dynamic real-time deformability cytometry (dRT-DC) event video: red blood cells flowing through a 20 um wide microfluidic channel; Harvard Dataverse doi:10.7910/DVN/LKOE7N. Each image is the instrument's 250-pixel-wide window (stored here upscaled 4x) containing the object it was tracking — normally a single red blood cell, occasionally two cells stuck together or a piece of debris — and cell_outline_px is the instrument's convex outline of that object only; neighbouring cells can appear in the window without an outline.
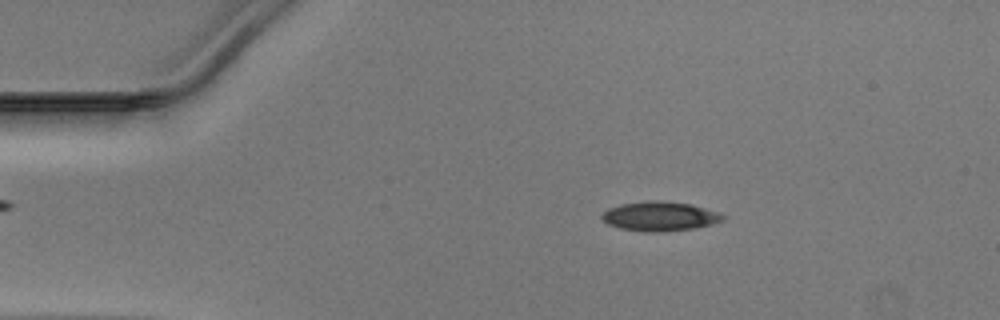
{"species": "Egyptian fruit bat (a non-hibernating species)", "species_latin": "Rousettus aegyptiacus", "temperature_condition": "warm", "stored_images_in_passage": 49, "camera_frame_rate_fps": 3000, "um_per_image_px": 0.085, "animal": {"sex": "male"}, "frame": {"image": 1, "passage_image": 8, "time_ms": 2.333, "image_size_px": [1000, 320], "cell_outline_px": [[728, 216], [724, 220], [712, 224], [692, 228], [660, 232], [648, 232], [620, 228], [608, 224], [600, 216], [608, 208], [620, 204], [652, 200], [660, 200], [692, 204], [720, 212]], "centroid_in_image_um": [56.13, 18.37], "position_along_channel_um": 28.9, "area_um2": 20.81}}
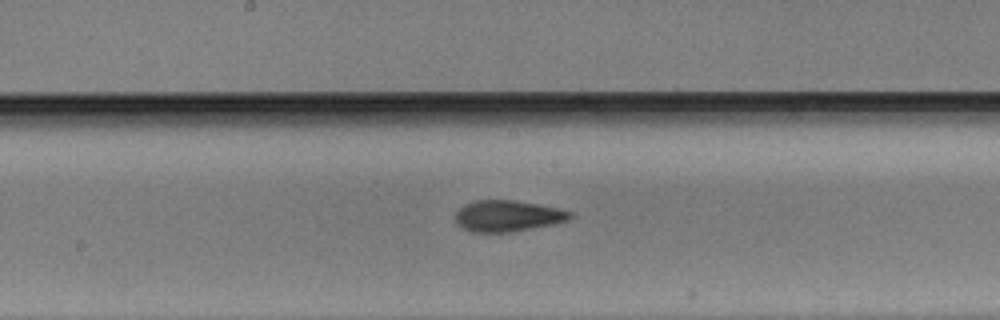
{"frame": {"image": 2, "passage_image": 25, "time_ms": 8.0, "image_size_px": [1000, 320], "cell_outline_px": [[576, 216], [568, 220], [552, 224], [512, 232], [472, 232], [456, 224], [456, 212], [464, 204], [476, 200], [512, 200], [540, 204], [560, 208], [572, 212]], "centroid_in_image_um": [43.18, 18.35], "position_along_channel_um": 205.0, "area_um2": 20.98}}
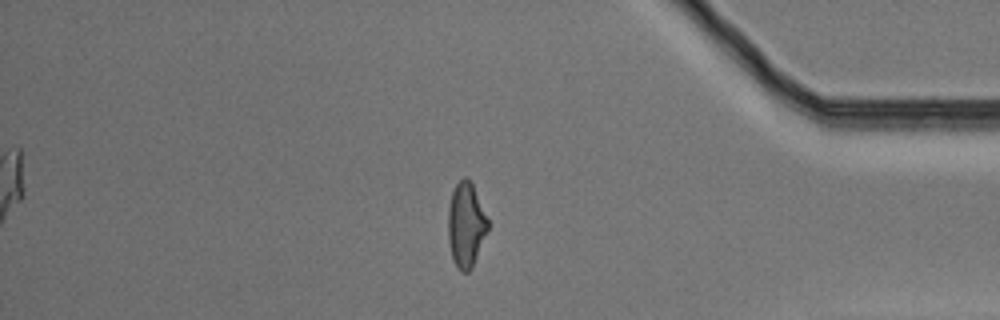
{"frame": {"image": 3, "passage_image": 41, "time_ms": 13.333, "image_size_px": [1000, 320], "cell_outline_px": [[488, 228], [472, 268], [468, 272], [460, 272], [452, 260], [448, 240], [448, 208], [452, 192], [456, 184], [464, 176], [472, 184], [488, 220]], "centroid_in_image_um": [39.58, 19.15], "position_along_channel_um": 395.6, "area_um2": 19.42}}